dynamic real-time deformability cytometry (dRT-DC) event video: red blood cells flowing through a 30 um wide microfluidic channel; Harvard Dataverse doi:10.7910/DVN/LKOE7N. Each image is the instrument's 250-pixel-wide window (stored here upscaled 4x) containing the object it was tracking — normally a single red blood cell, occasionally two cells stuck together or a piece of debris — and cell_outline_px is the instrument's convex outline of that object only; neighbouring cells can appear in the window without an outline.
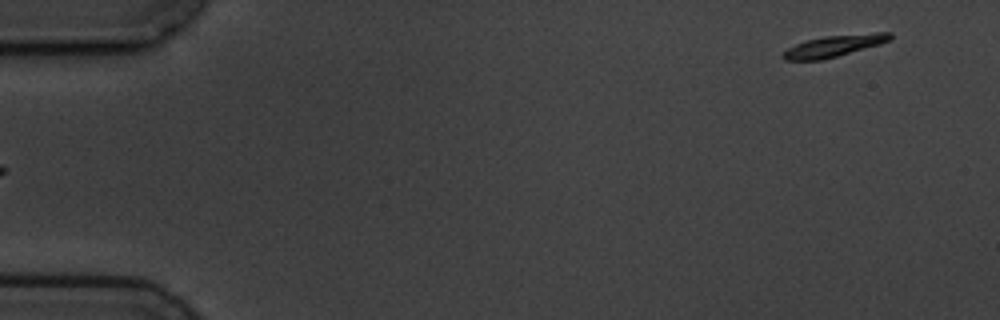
{"species": "common noctule bat (a hibernating species)", "species_latin": "Nyctalus noctula", "temperature_condition": "cold", "stored_images_in_passage": 5, "segment_of_instrument_passage": [2, 2], "camera_frame_rate_fps": 3000, "um_per_image_px": 0.085, "animal": {"sex": "male", "body_mass_g": 19.5, "forearm_length_mm": 54.6}, "frame": {"image": 1, "passage_image": 5, "time_ms": 4.667, "image_size_px": [1000, 320], "cell_outline_px": [[892, 40], [880, 44], [836, 56], [820, 60], [784, 60], [780, 56], [788, 48], [796, 44], [808, 40], [824, 36], [876, 32], [892, 32]], "centroid_in_image_um": [70.92, 3.89], "position_along_channel_um": 14.1, "area_um2": 13.35}}